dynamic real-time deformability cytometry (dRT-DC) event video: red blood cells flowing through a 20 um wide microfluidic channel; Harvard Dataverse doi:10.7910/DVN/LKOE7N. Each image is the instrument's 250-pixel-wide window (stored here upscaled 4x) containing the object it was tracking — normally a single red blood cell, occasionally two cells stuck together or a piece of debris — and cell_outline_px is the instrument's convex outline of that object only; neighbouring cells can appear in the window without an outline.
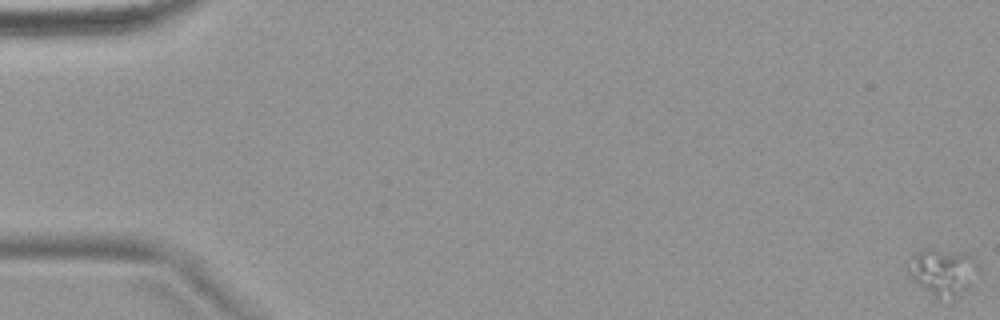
{"species": "common noctule bat (a hibernating species)", "species_latin": "Nyctalus noctula", "temperature_condition": "warm", "stored_images_in_passage": 5, "camera_frame_rate_fps": 3000, "um_per_image_px": 0.085, "animal": {"sex": "female", "body_mass_g": 18.4}, "frame": {"image": 1, "passage_image": 1, "time_ms": 0.0, "image_size_px": [1000, 320], "cell_outline_px": [[968, 284], [960, 292], [936, 296], [912, 280], [908, 276], [908, 272], [916, 252], [920, 248], [932, 248], [960, 256]], "centroid_in_image_um": [79.74, 23.09], "position_along_channel_um": 5.3, "area_um2": 15.14}}
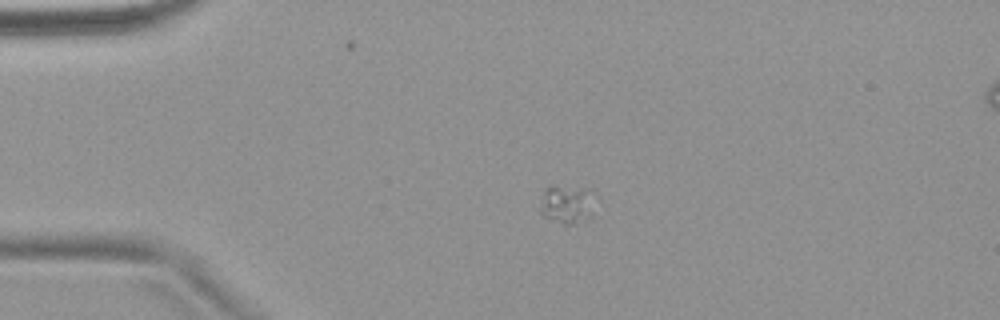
{"frame": {"image": 2, "passage_image": 4, "time_ms": 4.333, "image_size_px": [1000, 320], "cell_outline_px": [[600, 200], [592, 216], [588, 220], [576, 224], [564, 224], [544, 216], [540, 212], [540, 208], [544, 188], [588, 188], [600, 196]], "centroid_in_image_um": [48.37, 17.39], "position_along_channel_um": 36.6, "area_um2": 12.83}}